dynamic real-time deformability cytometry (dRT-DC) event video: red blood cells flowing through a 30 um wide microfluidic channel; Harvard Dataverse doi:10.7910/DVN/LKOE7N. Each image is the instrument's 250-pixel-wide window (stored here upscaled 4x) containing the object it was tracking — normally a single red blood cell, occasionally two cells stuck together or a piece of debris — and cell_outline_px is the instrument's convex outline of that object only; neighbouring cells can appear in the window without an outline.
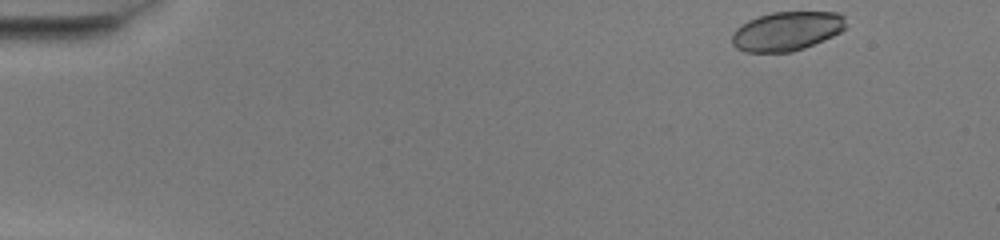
{"species": "common noctule bat (a hibernating species)", "species_latin": "Nyctalus noctula", "temperature_condition": "warm", "stored_images_in_passage": 47, "camera_frame_rate_fps": 3000, "um_per_image_px": 0.085, "animal": {"sex": "female", "body_mass_g": 20.0, "forearm_length_mm": 54.0}, "frame": {"image": 1, "passage_image": 1, "time_ms": 0.0, "image_size_px": [1000, 240], "cell_outline_px": [[844, 28], [840, 32], [824, 40], [804, 48], [792, 52], [744, 52], [736, 48], [732, 44], [732, 32], [740, 24], [748, 20], [772, 12], [840, 12], [844, 16]], "centroid_in_image_um": [66.84, 2.65], "position_along_channel_um": 18.2, "area_um2": 26.01}}
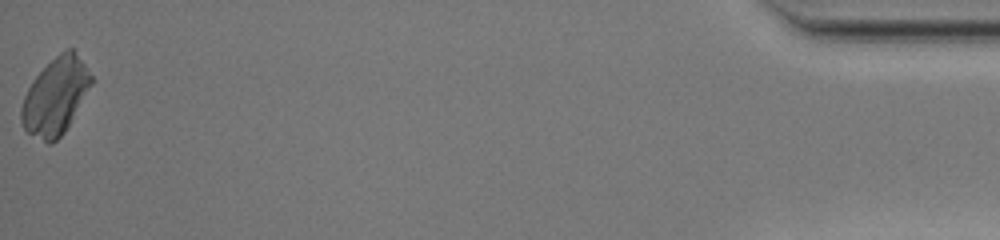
{"frame": {"image": 2, "passage_image": 47, "time_ms": 15.333, "image_size_px": [1000, 240], "cell_outline_px": [[92, 84], [64, 132], [52, 144], [48, 144], [28, 132], [24, 128], [20, 120], [20, 108], [24, 96], [32, 80], [60, 52], [68, 48], [72, 48], [84, 64], [92, 76]], "centroid_in_image_um": [4.69, 8.2], "position_along_channel_um": 430.5, "area_um2": 30.69}}